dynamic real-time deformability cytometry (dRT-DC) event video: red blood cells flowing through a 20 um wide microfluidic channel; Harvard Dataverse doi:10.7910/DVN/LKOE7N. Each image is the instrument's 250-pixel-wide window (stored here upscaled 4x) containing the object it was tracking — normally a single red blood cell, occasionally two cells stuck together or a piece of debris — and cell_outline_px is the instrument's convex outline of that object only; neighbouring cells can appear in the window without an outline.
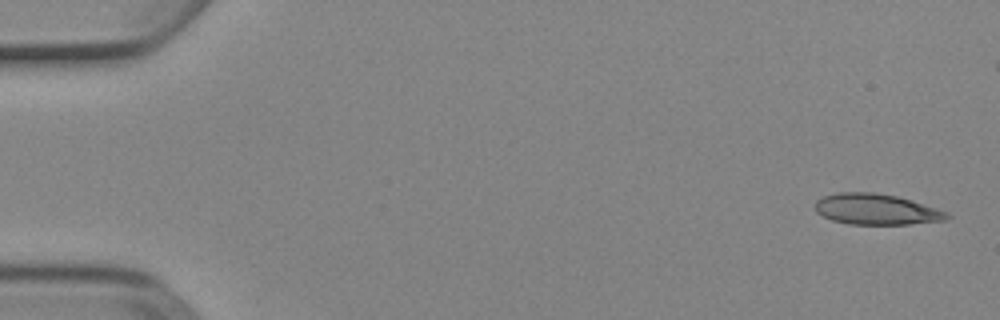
{"species": "Egyptian fruit bat (a non-hibernating species)", "species_latin": "Rousettus aegyptiacus", "temperature_condition": "cold", "stored_images_in_passage": 6, "camera_frame_rate_fps": 3000, "um_per_image_px": 0.085, "animal": {"sex": "female"}, "frame": {"image": 1, "passage_image": 1, "time_ms": 0.0, "image_size_px": [1000, 320], "cell_outline_px": [[952, 216], [944, 220], [908, 224], [848, 224], [832, 220], [816, 212], [816, 200], [824, 196], [836, 192], [876, 192], [896, 196], [936, 208], [948, 212]], "centroid_in_image_um": [74.47, 17.78], "position_along_channel_um": 10.5, "area_um2": 23.52}}